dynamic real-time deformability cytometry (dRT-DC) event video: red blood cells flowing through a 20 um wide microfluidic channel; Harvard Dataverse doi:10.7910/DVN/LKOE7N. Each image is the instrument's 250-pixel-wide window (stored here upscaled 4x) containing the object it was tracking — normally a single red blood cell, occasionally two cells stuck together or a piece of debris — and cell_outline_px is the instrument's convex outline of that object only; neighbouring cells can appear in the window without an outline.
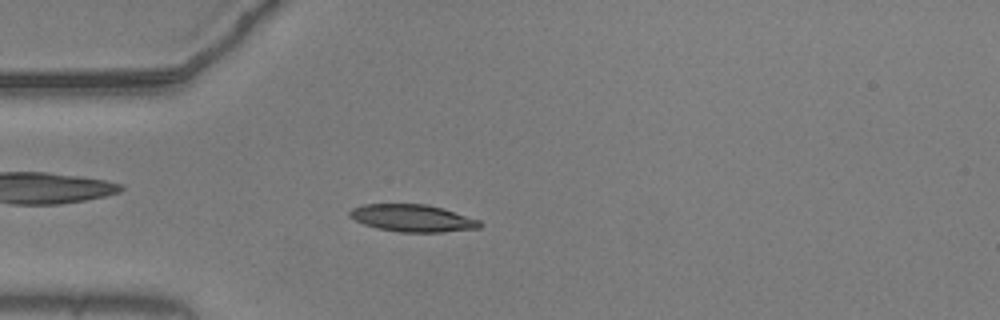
{"species": "common noctule bat (a hibernating species)", "species_latin": "Nyctalus noctula", "temperature_condition": "warm", "stored_images_in_passage": 54, "camera_frame_rate_fps": 3000, "um_per_image_px": 0.085, "animal": {"sex": "male", "body_mass_g": 20.5, "forearm_length_mm": 52.5}, "frame": {"image": 1, "passage_image": 14, "time_ms": 4.333, "image_size_px": [1000, 320], "cell_outline_px": [[484, 224], [480, 228], [444, 232], [400, 232], [376, 228], [364, 224], [348, 216], [348, 212], [352, 208], [364, 204], [428, 204], [444, 208], [480, 220]], "centroid_in_image_um": [35.09, 18.54], "position_along_channel_um": 49.9, "area_um2": 20.87}}
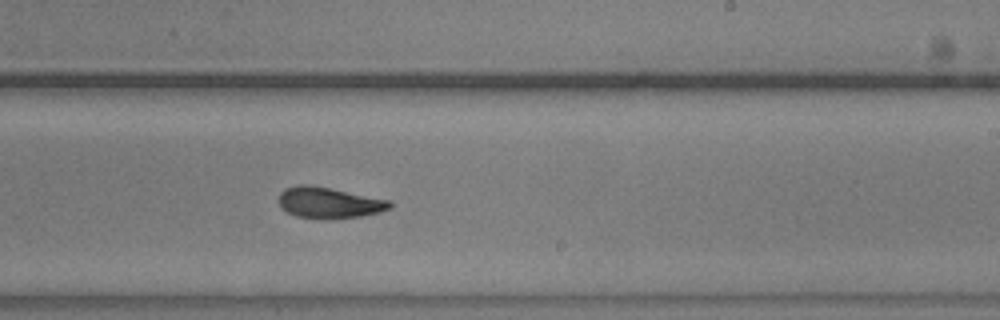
{"frame": {"image": 2, "passage_image": 32, "time_ms": 10.333, "image_size_px": [1000, 320], "cell_outline_px": [[392, 208], [380, 212], [360, 216], [296, 216], [280, 208], [280, 192], [284, 188], [296, 184], [312, 184], [392, 200]], "centroid_in_image_um": [27.99, 17.16], "position_along_channel_um": 261.0, "area_um2": 19.65}}
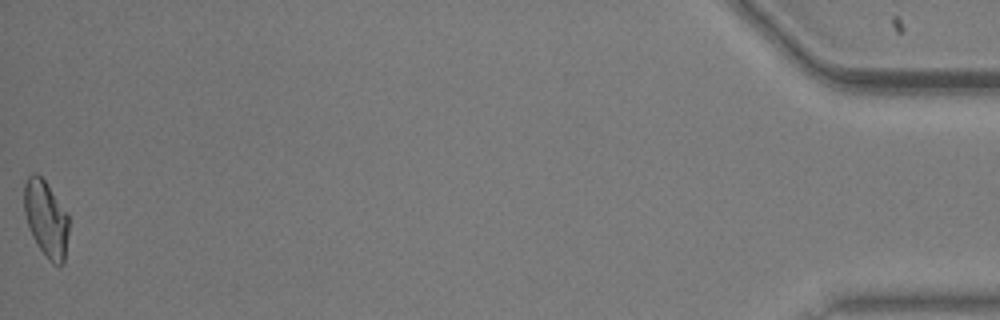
{"frame": {"image": 3, "passage_image": 54, "time_ms": 17.667, "image_size_px": [1000, 320], "cell_outline_px": [[68, 232], [64, 264], [52, 264], [48, 260], [32, 236], [28, 228], [24, 212], [24, 184], [28, 176], [32, 172], [36, 172], [44, 180], [68, 216]], "centroid_in_image_um": [3.89, 18.6], "position_along_channel_um": 431.3, "area_um2": 19.65}, "authors_computed_cell_mechanics": {"area_um2": 19.9121, "velocity_mm_per_s": 3.6837, "shape_relaxation_time_tau1_ms": null, "shape_relaxation_time_tau2_ms": 2.6214, "deformation_change_tau1": null, "deformation_change_tau2": 0.0898}}